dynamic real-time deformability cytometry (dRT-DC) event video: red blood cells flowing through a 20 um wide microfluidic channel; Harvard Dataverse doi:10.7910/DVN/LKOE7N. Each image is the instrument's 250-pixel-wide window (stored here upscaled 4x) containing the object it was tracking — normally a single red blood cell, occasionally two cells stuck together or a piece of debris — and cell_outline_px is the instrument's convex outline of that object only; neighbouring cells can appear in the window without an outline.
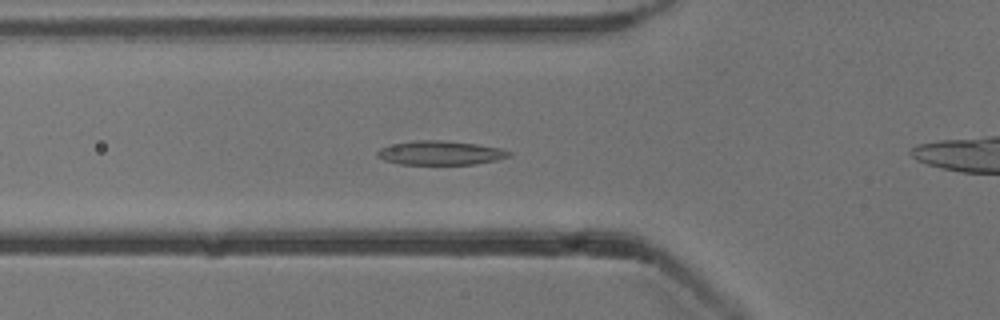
{"species": "common noctule bat (a hibernating species)", "species_latin": "Nyctalus noctula", "temperature_condition": "cold", "stored_images_in_passage": 44, "camera_frame_rate_fps": 3000, "um_per_image_px": 0.085, "animal": {"sex": "male", "body_mass_g": 13.3}, "frame": {"image": 1, "passage_image": 8, "time_ms": 2.333, "image_size_px": [1000, 320], "cell_outline_px": [[512, 152], [508, 156], [496, 160], [476, 164], [400, 164], [384, 160], [376, 156], [376, 152], [380, 148], [392, 144], [416, 140], [440, 140], [476, 144], [500, 148]], "centroid_in_image_um": [37.39, 12.99], "position_along_channel_um": 88.4, "area_um2": 18.32}}
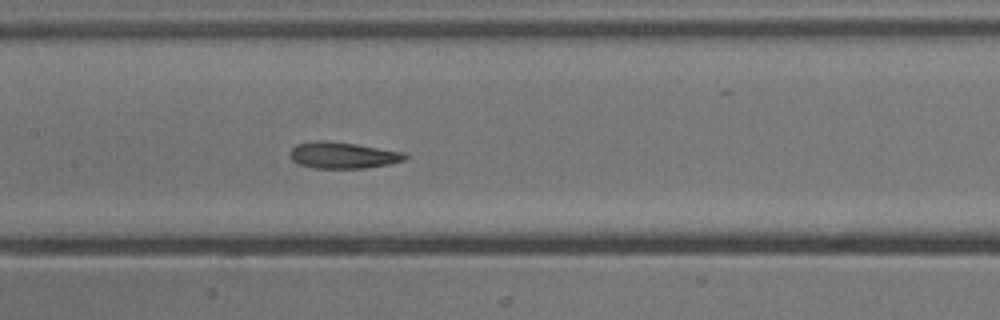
{"frame": {"image": 2, "passage_image": 15, "time_ms": 4.667, "image_size_px": [1000, 320], "cell_outline_px": [[408, 156], [404, 160], [388, 164], [364, 168], [312, 168], [300, 164], [292, 160], [292, 148], [296, 144], [316, 140], [324, 140], [356, 144], [404, 152]], "centroid_in_image_um": [29.15, 13.19], "position_along_channel_um": 178.3, "area_um2": 17.51}}
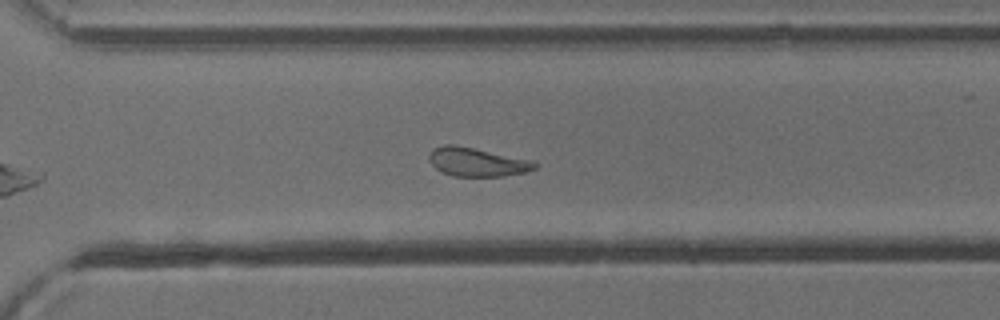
{"frame": {"image": 3, "passage_image": 27, "time_ms": 8.667, "image_size_px": [1000, 320], "cell_outline_px": [[540, 164], [536, 168], [524, 172], [504, 176], [452, 176], [436, 168], [428, 160], [428, 156], [432, 148], [444, 144], [456, 144], [532, 160]], "centroid_in_image_um": [40.54, 13.75], "position_along_channel_um": 330.1, "area_um2": 17.8}, "authors_computed_cell_mechanics": {"area_um2": 18.2648, "velocity_mm_per_s": 3.8096, "shape_relaxation_time_tau1_ms": 3.5784, "shape_relaxation_time_tau2_ms": 2.5436, "deformation_change_tau1": 0.1253, "deformation_change_tau2": 0.0764}}